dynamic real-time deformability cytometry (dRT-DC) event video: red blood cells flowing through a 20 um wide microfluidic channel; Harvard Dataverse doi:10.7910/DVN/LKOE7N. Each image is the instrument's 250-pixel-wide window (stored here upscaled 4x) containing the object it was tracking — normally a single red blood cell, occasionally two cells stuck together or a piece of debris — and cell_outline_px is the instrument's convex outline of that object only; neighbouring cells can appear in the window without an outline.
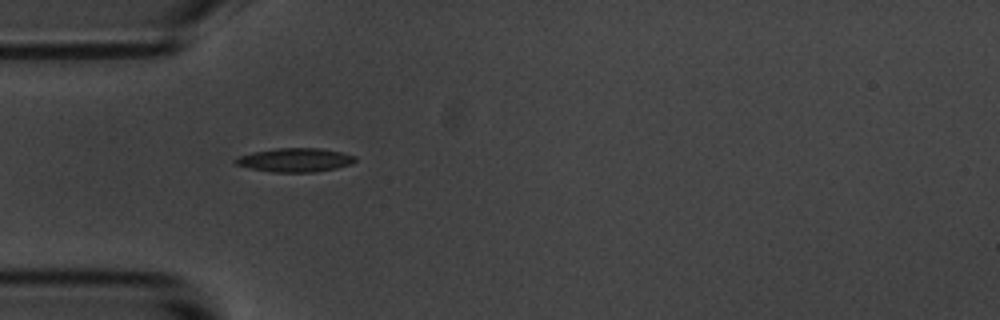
{"species": "common noctule bat (a hibernating species)", "species_latin": "Nyctalus noctula", "temperature_condition": "room temperature", "stored_images_in_passage": 4, "camera_frame_rate_fps": 3000, "um_per_image_px": 0.085, "animal": {"sex": "male", "body_mass_g": 20.1, "forearm_length_mm": 53.5}, "frame": {"image": 1, "passage_image": 3, "time_ms": 2.0, "image_size_px": [1000, 320], "cell_outline_px": [[356, 160], [352, 164], [336, 168], [316, 172], [272, 172], [252, 168], [236, 164], [232, 160], [236, 156], [252, 152], [276, 148], [320, 148], [340, 152], [356, 156]], "centroid_in_image_um": [25.07, 13.59], "position_along_channel_um": 59.9, "area_um2": 16.65}}